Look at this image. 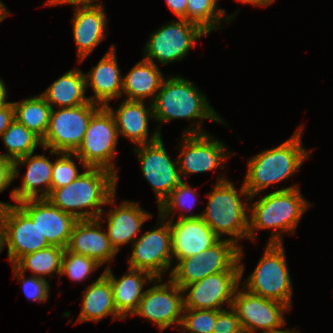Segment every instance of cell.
I'll use <instances>...</instances> for the list:
<instances>
[{
  "instance_id": "46",
  "label": "cell",
  "mask_w": 333,
  "mask_h": 333,
  "mask_svg": "<svg viewBox=\"0 0 333 333\" xmlns=\"http://www.w3.org/2000/svg\"><path fill=\"white\" fill-rule=\"evenodd\" d=\"M7 7H5V5L0 1V22L7 17L8 13L7 12Z\"/></svg>"
},
{
  "instance_id": "41",
  "label": "cell",
  "mask_w": 333,
  "mask_h": 333,
  "mask_svg": "<svg viewBox=\"0 0 333 333\" xmlns=\"http://www.w3.org/2000/svg\"><path fill=\"white\" fill-rule=\"evenodd\" d=\"M13 162L0 154V193L13 181Z\"/></svg>"
},
{
  "instance_id": "26",
  "label": "cell",
  "mask_w": 333,
  "mask_h": 333,
  "mask_svg": "<svg viewBox=\"0 0 333 333\" xmlns=\"http://www.w3.org/2000/svg\"><path fill=\"white\" fill-rule=\"evenodd\" d=\"M107 235L111 246L116 252L120 246L136 240L142 224L148 220L150 213L142 210L137 203L123 201L119 207L107 212Z\"/></svg>"
},
{
  "instance_id": "11",
  "label": "cell",
  "mask_w": 333,
  "mask_h": 333,
  "mask_svg": "<svg viewBox=\"0 0 333 333\" xmlns=\"http://www.w3.org/2000/svg\"><path fill=\"white\" fill-rule=\"evenodd\" d=\"M207 34L199 25L185 19L165 24L151 34L144 59L154 63L155 58L164 65L181 60L197 39Z\"/></svg>"
},
{
  "instance_id": "22",
  "label": "cell",
  "mask_w": 333,
  "mask_h": 333,
  "mask_svg": "<svg viewBox=\"0 0 333 333\" xmlns=\"http://www.w3.org/2000/svg\"><path fill=\"white\" fill-rule=\"evenodd\" d=\"M73 20V35L79 61H83L105 38L107 19L103 4L77 7Z\"/></svg>"
},
{
  "instance_id": "1",
  "label": "cell",
  "mask_w": 333,
  "mask_h": 333,
  "mask_svg": "<svg viewBox=\"0 0 333 333\" xmlns=\"http://www.w3.org/2000/svg\"><path fill=\"white\" fill-rule=\"evenodd\" d=\"M117 177L103 168L88 167L66 186L51 189L47 199L63 212L79 220L102 217V205L115 203ZM84 208H90L85 211ZM77 209L80 211H77Z\"/></svg>"
},
{
  "instance_id": "19",
  "label": "cell",
  "mask_w": 333,
  "mask_h": 333,
  "mask_svg": "<svg viewBox=\"0 0 333 333\" xmlns=\"http://www.w3.org/2000/svg\"><path fill=\"white\" fill-rule=\"evenodd\" d=\"M174 222V223H173ZM172 256L177 261L191 257L215 245L221 238L198 215L182 214L175 222L169 220Z\"/></svg>"
},
{
  "instance_id": "40",
  "label": "cell",
  "mask_w": 333,
  "mask_h": 333,
  "mask_svg": "<svg viewBox=\"0 0 333 333\" xmlns=\"http://www.w3.org/2000/svg\"><path fill=\"white\" fill-rule=\"evenodd\" d=\"M15 120V109L12 102H7L6 97L0 102V136Z\"/></svg>"
},
{
  "instance_id": "24",
  "label": "cell",
  "mask_w": 333,
  "mask_h": 333,
  "mask_svg": "<svg viewBox=\"0 0 333 333\" xmlns=\"http://www.w3.org/2000/svg\"><path fill=\"white\" fill-rule=\"evenodd\" d=\"M115 57V47L105 54L99 63L85 74L86 86H91L94 96L89 97L90 102L106 107L109 100L122 95L123 77L120 75ZM98 102V103H97Z\"/></svg>"
},
{
  "instance_id": "14",
  "label": "cell",
  "mask_w": 333,
  "mask_h": 333,
  "mask_svg": "<svg viewBox=\"0 0 333 333\" xmlns=\"http://www.w3.org/2000/svg\"><path fill=\"white\" fill-rule=\"evenodd\" d=\"M242 254V247H240L241 272H220L186 285L183 292L188 294L184 296V308L218 311L223 310L221 307L225 303L231 308L234 293L239 287L244 272V265L240 261Z\"/></svg>"
},
{
  "instance_id": "20",
  "label": "cell",
  "mask_w": 333,
  "mask_h": 333,
  "mask_svg": "<svg viewBox=\"0 0 333 333\" xmlns=\"http://www.w3.org/2000/svg\"><path fill=\"white\" fill-rule=\"evenodd\" d=\"M101 216L97 219L78 220L73 227L67 249L87 256L102 266L112 261L117 253L109 242L107 232L102 231Z\"/></svg>"
},
{
  "instance_id": "5",
  "label": "cell",
  "mask_w": 333,
  "mask_h": 333,
  "mask_svg": "<svg viewBox=\"0 0 333 333\" xmlns=\"http://www.w3.org/2000/svg\"><path fill=\"white\" fill-rule=\"evenodd\" d=\"M187 79L170 77L163 80L160 90L152 103L154 119L170 122L172 119L223 120L207 102L205 95Z\"/></svg>"
},
{
  "instance_id": "15",
  "label": "cell",
  "mask_w": 333,
  "mask_h": 333,
  "mask_svg": "<svg viewBox=\"0 0 333 333\" xmlns=\"http://www.w3.org/2000/svg\"><path fill=\"white\" fill-rule=\"evenodd\" d=\"M141 163V172L157 196L158 207L182 181L178 162L172 161L164 148L162 138L134 148Z\"/></svg>"
},
{
  "instance_id": "21",
  "label": "cell",
  "mask_w": 333,
  "mask_h": 333,
  "mask_svg": "<svg viewBox=\"0 0 333 333\" xmlns=\"http://www.w3.org/2000/svg\"><path fill=\"white\" fill-rule=\"evenodd\" d=\"M23 164H27V171L23 177L22 186L11 190L12 200L19 203L28 199L47 198L51 191L53 163L45 155L29 154L13 162V179L17 178L20 173L18 165ZM38 186H44L45 189L39 187L42 190H38Z\"/></svg>"
},
{
  "instance_id": "38",
  "label": "cell",
  "mask_w": 333,
  "mask_h": 333,
  "mask_svg": "<svg viewBox=\"0 0 333 333\" xmlns=\"http://www.w3.org/2000/svg\"><path fill=\"white\" fill-rule=\"evenodd\" d=\"M12 267L15 276L20 279L23 293L28 299L40 302L48 299L50 289L46 279L38 278L36 276L25 278L24 273L19 271L14 265H12Z\"/></svg>"
},
{
  "instance_id": "35",
  "label": "cell",
  "mask_w": 333,
  "mask_h": 333,
  "mask_svg": "<svg viewBox=\"0 0 333 333\" xmlns=\"http://www.w3.org/2000/svg\"><path fill=\"white\" fill-rule=\"evenodd\" d=\"M196 193L192 187H190L186 182L181 181L180 184L173 189L170 195L162 202L158 207L159 211V221H165L170 217V213L176 208H192L193 205H196L195 199ZM169 215V217H168Z\"/></svg>"
},
{
  "instance_id": "8",
  "label": "cell",
  "mask_w": 333,
  "mask_h": 333,
  "mask_svg": "<svg viewBox=\"0 0 333 333\" xmlns=\"http://www.w3.org/2000/svg\"><path fill=\"white\" fill-rule=\"evenodd\" d=\"M245 282L243 289L250 293L291 306L292 286L283 243H268Z\"/></svg>"
},
{
  "instance_id": "44",
  "label": "cell",
  "mask_w": 333,
  "mask_h": 333,
  "mask_svg": "<svg viewBox=\"0 0 333 333\" xmlns=\"http://www.w3.org/2000/svg\"><path fill=\"white\" fill-rule=\"evenodd\" d=\"M238 1H240L242 3H252L254 6L260 5V6L265 7V6L270 5L275 0H238Z\"/></svg>"
},
{
  "instance_id": "37",
  "label": "cell",
  "mask_w": 333,
  "mask_h": 333,
  "mask_svg": "<svg viewBox=\"0 0 333 333\" xmlns=\"http://www.w3.org/2000/svg\"><path fill=\"white\" fill-rule=\"evenodd\" d=\"M61 154L62 157H58L53 162L51 189L66 186L82 174L79 173L75 163L70 159L73 153L62 152Z\"/></svg>"
},
{
  "instance_id": "42",
  "label": "cell",
  "mask_w": 333,
  "mask_h": 333,
  "mask_svg": "<svg viewBox=\"0 0 333 333\" xmlns=\"http://www.w3.org/2000/svg\"><path fill=\"white\" fill-rule=\"evenodd\" d=\"M166 3L175 15L186 20L187 0H166Z\"/></svg>"
},
{
  "instance_id": "43",
  "label": "cell",
  "mask_w": 333,
  "mask_h": 333,
  "mask_svg": "<svg viewBox=\"0 0 333 333\" xmlns=\"http://www.w3.org/2000/svg\"><path fill=\"white\" fill-rule=\"evenodd\" d=\"M96 0H48L47 5L72 4L77 7L92 6Z\"/></svg>"
},
{
  "instance_id": "27",
  "label": "cell",
  "mask_w": 333,
  "mask_h": 333,
  "mask_svg": "<svg viewBox=\"0 0 333 333\" xmlns=\"http://www.w3.org/2000/svg\"><path fill=\"white\" fill-rule=\"evenodd\" d=\"M82 310L78 322L100 321L102 318L112 315L113 318L124 319L116 310L113 301V291L109 278L102 273L101 276L86 290L83 291Z\"/></svg>"
},
{
  "instance_id": "9",
  "label": "cell",
  "mask_w": 333,
  "mask_h": 333,
  "mask_svg": "<svg viewBox=\"0 0 333 333\" xmlns=\"http://www.w3.org/2000/svg\"><path fill=\"white\" fill-rule=\"evenodd\" d=\"M101 106L85 103L76 107L52 108L48 128L42 139V148L51 154L73 153L80 145L92 115Z\"/></svg>"
},
{
  "instance_id": "31",
  "label": "cell",
  "mask_w": 333,
  "mask_h": 333,
  "mask_svg": "<svg viewBox=\"0 0 333 333\" xmlns=\"http://www.w3.org/2000/svg\"><path fill=\"white\" fill-rule=\"evenodd\" d=\"M64 251V248L49 246L45 249L24 255L14 266L22 273L29 269L33 273V276L42 279H45L44 276L47 274L51 277L53 272L60 275Z\"/></svg>"
},
{
  "instance_id": "18",
  "label": "cell",
  "mask_w": 333,
  "mask_h": 333,
  "mask_svg": "<svg viewBox=\"0 0 333 333\" xmlns=\"http://www.w3.org/2000/svg\"><path fill=\"white\" fill-rule=\"evenodd\" d=\"M17 204L37 225L50 246L67 248L73 227L79 219L63 212L47 198L23 200Z\"/></svg>"
},
{
  "instance_id": "7",
  "label": "cell",
  "mask_w": 333,
  "mask_h": 333,
  "mask_svg": "<svg viewBox=\"0 0 333 333\" xmlns=\"http://www.w3.org/2000/svg\"><path fill=\"white\" fill-rule=\"evenodd\" d=\"M118 130L115 119L107 107L101 106L91 117L79 147L73 155L83 167L103 168L117 176L115 163Z\"/></svg>"
},
{
  "instance_id": "32",
  "label": "cell",
  "mask_w": 333,
  "mask_h": 333,
  "mask_svg": "<svg viewBox=\"0 0 333 333\" xmlns=\"http://www.w3.org/2000/svg\"><path fill=\"white\" fill-rule=\"evenodd\" d=\"M1 137L5 147L8 148V152L1 155L12 162L34 153L38 145L42 146V139L16 119Z\"/></svg>"
},
{
  "instance_id": "34",
  "label": "cell",
  "mask_w": 333,
  "mask_h": 333,
  "mask_svg": "<svg viewBox=\"0 0 333 333\" xmlns=\"http://www.w3.org/2000/svg\"><path fill=\"white\" fill-rule=\"evenodd\" d=\"M99 266L101 265L95 260L84 255L73 253L65 248L62 256L60 276L66 274L71 280L83 281Z\"/></svg>"
},
{
  "instance_id": "33",
  "label": "cell",
  "mask_w": 333,
  "mask_h": 333,
  "mask_svg": "<svg viewBox=\"0 0 333 333\" xmlns=\"http://www.w3.org/2000/svg\"><path fill=\"white\" fill-rule=\"evenodd\" d=\"M218 0H187L186 20L199 25L209 34L218 29L224 9H217Z\"/></svg>"
},
{
  "instance_id": "28",
  "label": "cell",
  "mask_w": 333,
  "mask_h": 333,
  "mask_svg": "<svg viewBox=\"0 0 333 333\" xmlns=\"http://www.w3.org/2000/svg\"><path fill=\"white\" fill-rule=\"evenodd\" d=\"M163 80L158 66L143 59L123 78L122 93L127 94L125 100L143 101L146 97H152L153 102Z\"/></svg>"
},
{
  "instance_id": "23",
  "label": "cell",
  "mask_w": 333,
  "mask_h": 333,
  "mask_svg": "<svg viewBox=\"0 0 333 333\" xmlns=\"http://www.w3.org/2000/svg\"><path fill=\"white\" fill-rule=\"evenodd\" d=\"M106 107L115 119L118 135L122 134L137 145L152 143L161 137L160 131L155 130L147 140L148 120L154 119L152 104L146 108L144 101L125 100L115 112L109 104Z\"/></svg>"
},
{
  "instance_id": "4",
  "label": "cell",
  "mask_w": 333,
  "mask_h": 333,
  "mask_svg": "<svg viewBox=\"0 0 333 333\" xmlns=\"http://www.w3.org/2000/svg\"><path fill=\"white\" fill-rule=\"evenodd\" d=\"M211 193H208V204L201 213V218L220 237L229 235L231 241L248 238L249 216H247L248 203H242L243 197L250 195L245 189L244 183L238 191L229 180L219 177ZM241 195V196H239ZM237 239V240H236Z\"/></svg>"
},
{
  "instance_id": "16",
  "label": "cell",
  "mask_w": 333,
  "mask_h": 333,
  "mask_svg": "<svg viewBox=\"0 0 333 333\" xmlns=\"http://www.w3.org/2000/svg\"><path fill=\"white\" fill-rule=\"evenodd\" d=\"M129 268L151 273L159 282L161 275L172 263L171 231L169 221L162 222L158 228L145 232L133 242Z\"/></svg>"
},
{
  "instance_id": "36",
  "label": "cell",
  "mask_w": 333,
  "mask_h": 333,
  "mask_svg": "<svg viewBox=\"0 0 333 333\" xmlns=\"http://www.w3.org/2000/svg\"><path fill=\"white\" fill-rule=\"evenodd\" d=\"M182 332L213 333L216 322V310L184 308Z\"/></svg>"
},
{
  "instance_id": "30",
  "label": "cell",
  "mask_w": 333,
  "mask_h": 333,
  "mask_svg": "<svg viewBox=\"0 0 333 333\" xmlns=\"http://www.w3.org/2000/svg\"><path fill=\"white\" fill-rule=\"evenodd\" d=\"M12 103L15 109V119L43 139L52 110L44 97L40 94L22 102Z\"/></svg>"
},
{
  "instance_id": "45",
  "label": "cell",
  "mask_w": 333,
  "mask_h": 333,
  "mask_svg": "<svg viewBox=\"0 0 333 333\" xmlns=\"http://www.w3.org/2000/svg\"><path fill=\"white\" fill-rule=\"evenodd\" d=\"M6 87L3 80L0 79V102L7 97Z\"/></svg>"
},
{
  "instance_id": "3",
  "label": "cell",
  "mask_w": 333,
  "mask_h": 333,
  "mask_svg": "<svg viewBox=\"0 0 333 333\" xmlns=\"http://www.w3.org/2000/svg\"><path fill=\"white\" fill-rule=\"evenodd\" d=\"M309 206L297 185L263 196L249 208L248 238L255 239V230L274 228L269 243H282V232L292 234Z\"/></svg>"
},
{
  "instance_id": "25",
  "label": "cell",
  "mask_w": 333,
  "mask_h": 333,
  "mask_svg": "<svg viewBox=\"0 0 333 333\" xmlns=\"http://www.w3.org/2000/svg\"><path fill=\"white\" fill-rule=\"evenodd\" d=\"M110 281L113 301L117 312L125 319L127 314L133 315L139 306L143 294V286L156 279L151 273L128 268V272L117 280L108 266L103 272Z\"/></svg>"
},
{
  "instance_id": "10",
  "label": "cell",
  "mask_w": 333,
  "mask_h": 333,
  "mask_svg": "<svg viewBox=\"0 0 333 333\" xmlns=\"http://www.w3.org/2000/svg\"><path fill=\"white\" fill-rule=\"evenodd\" d=\"M0 222L1 250L7 245L12 265L24 255L50 246L37 225L18 205L0 201Z\"/></svg>"
},
{
  "instance_id": "39",
  "label": "cell",
  "mask_w": 333,
  "mask_h": 333,
  "mask_svg": "<svg viewBox=\"0 0 333 333\" xmlns=\"http://www.w3.org/2000/svg\"><path fill=\"white\" fill-rule=\"evenodd\" d=\"M229 310H216L213 333H245L235 310Z\"/></svg>"
},
{
  "instance_id": "29",
  "label": "cell",
  "mask_w": 333,
  "mask_h": 333,
  "mask_svg": "<svg viewBox=\"0 0 333 333\" xmlns=\"http://www.w3.org/2000/svg\"><path fill=\"white\" fill-rule=\"evenodd\" d=\"M86 89L85 74L75 67L54 81L41 95L51 108L52 104L60 108L76 107L90 102L85 97Z\"/></svg>"
},
{
  "instance_id": "12",
  "label": "cell",
  "mask_w": 333,
  "mask_h": 333,
  "mask_svg": "<svg viewBox=\"0 0 333 333\" xmlns=\"http://www.w3.org/2000/svg\"><path fill=\"white\" fill-rule=\"evenodd\" d=\"M232 308L235 310L245 333H255L262 329V333L282 331L285 325L283 313L291 307L276 300L263 298L249 291H238L233 296Z\"/></svg>"
},
{
  "instance_id": "6",
  "label": "cell",
  "mask_w": 333,
  "mask_h": 333,
  "mask_svg": "<svg viewBox=\"0 0 333 333\" xmlns=\"http://www.w3.org/2000/svg\"><path fill=\"white\" fill-rule=\"evenodd\" d=\"M240 246L230 239H220L198 254L180 259L172 268L170 279L183 289L186 285L220 272H241Z\"/></svg>"
},
{
  "instance_id": "47",
  "label": "cell",
  "mask_w": 333,
  "mask_h": 333,
  "mask_svg": "<svg viewBox=\"0 0 333 333\" xmlns=\"http://www.w3.org/2000/svg\"><path fill=\"white\" fill-rule=\"evenodd\" d=\"M273 333H298V332L297 331H293V329H292V331L291 330H282L280 332H273Z\"/></svg>"
},
{
  "instance_id": "2",
  "label": "cell",
  "mask_w": 333,
  "mask_h": 333,
  "mask_svg": "<svg viewBox=\"0 0 333 333\" xmlns=\"http://www.w3.org/2000/svg\"><path fill=\"white\" fill-rule=\"evenodd\" d=\"M281 145L264 150L248 161V171L244 179L245 189L253 199L268 186L288 179L310 155L302 146V128Z\"/></svg>"
},
{
  "instance_id": "13",
  "label": "cell",
  "mask_w": 333,
  "mask_h": 333,
  "mask_svg": "<svg viewBox=\"0 0 333 333\" xmlns=\"http://www.w3.org/2000/svg\"><path fill=\"white\" fill-rule=\"evenodd\" d=\"M196 126L182 133L183 146L177 159L181 179L187 174L223 167L227 157L223 143L202 132L199 123Z\"/></svg>"
},
{
  "instance_id": "17",
  "label": "cell",
  "mask_w": 333,
  "mask_h": 333,
  "mask_svg": "<svg viewBox=\"0 0 333 333\" xmlns=\"http://www.w3.org/2000/svg\"><path fill=\"white\" fill-rule=\"evenodd\" d=\"M184 311V292L171 279L145 290L133 315L145 317L157 324L160 331L172 324L180 325ZM182 314V315H181Z\"/></svg>"
}]
</instances>
